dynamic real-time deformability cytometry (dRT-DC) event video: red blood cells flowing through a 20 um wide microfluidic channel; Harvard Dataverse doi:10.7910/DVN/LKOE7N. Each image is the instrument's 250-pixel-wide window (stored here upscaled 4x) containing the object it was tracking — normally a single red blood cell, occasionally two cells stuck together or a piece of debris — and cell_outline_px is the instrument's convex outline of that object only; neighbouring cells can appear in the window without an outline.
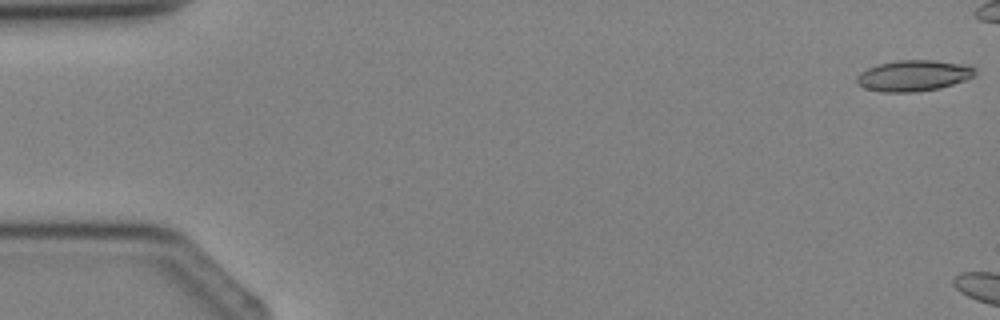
{"species": "Egyptian fruit bat (a non-hibernating species)", "species_latin": "Rousettus aegyptiacus", "temperature_condition": "cold", "stored_images_in_passage": 5, "camera_frame_rate_fps": 3000, "um_per_image_px": 0.085, "animal": {"sex": "female"}, "frame": {"image": 1, "passage_image": 1, "time_ms": 0.0, "image_size_px": [1000, 320], "cell_outline_px": [[976, 76], [940, 88], [912, 92], [884, 92], [864, 88], [856, 80], [856, 76], [860, 72], [876, 64], [896, 60], [932, 60], [972, 64], [976, 68]], "centroid_in_image_um": [77.7, 6.41], "position_along_channel_um": 7.3, "area_um2": 21.62}}